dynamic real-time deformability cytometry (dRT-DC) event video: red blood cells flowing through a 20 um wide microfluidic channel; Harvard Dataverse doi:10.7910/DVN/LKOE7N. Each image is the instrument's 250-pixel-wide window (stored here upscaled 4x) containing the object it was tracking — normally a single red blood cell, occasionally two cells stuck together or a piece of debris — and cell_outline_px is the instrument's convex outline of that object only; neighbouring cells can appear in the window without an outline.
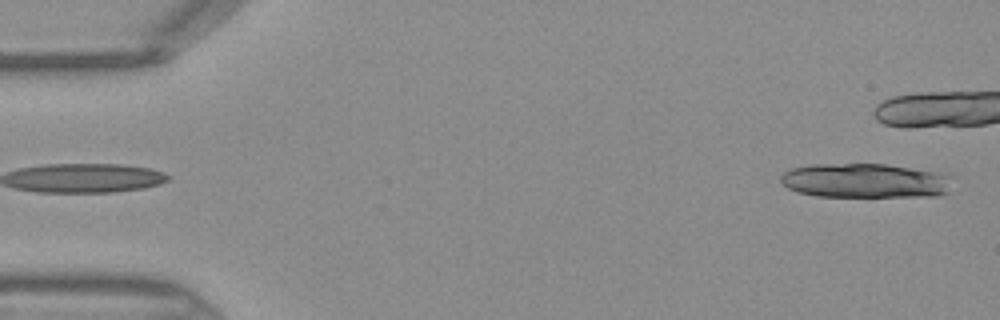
{"species": "Egyptian fruit bat (a non-hibernating species)", "species_latin": "Rousettus aegyptiacus", "temperature_condition": "warm", "stored_images_in_passage": 11, "camera_frame_rate_fps": 3000, "um_per_image_px": 0.085, "frame": {"image": 1, "passage_image": 1, "time_ms": 0.0, "image_size_px": [1000, 320], "cell_outline_px": [[956, 176], [948, 192], [936, 196], [816, 196], [796, 192], [788, 188], [780, 180], [780, 176], [784, 172], [792, 168], [812, 164], [884, 164], [948, 172]], "centroid_in_image_um": [73.65, 15.34], "position_along_channel_um": 11.3, "area_um2": 35.14}}